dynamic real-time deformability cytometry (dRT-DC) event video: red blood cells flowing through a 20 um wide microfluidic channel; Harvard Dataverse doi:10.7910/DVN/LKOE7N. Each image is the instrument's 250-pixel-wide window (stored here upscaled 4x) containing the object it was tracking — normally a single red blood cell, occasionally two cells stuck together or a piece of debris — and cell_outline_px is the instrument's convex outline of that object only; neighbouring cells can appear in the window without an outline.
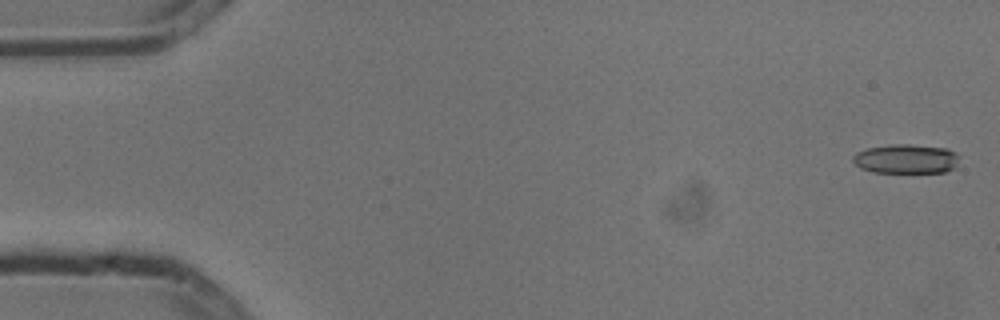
{"species": "common noctule bat (a hibernating species)", "species_latin": "Nyctalus noctula", "temperature_condition": "cold", "stored_images_in_passage": 5, "camera_frame_rate_fps": 3000, "um_per_image_px": 0.085, "animal": {"sex": "male", "body_mass_g": 13.3}, "frame": {"image": 1, "passage_image": 1, "time_ms": 0.0, "image_size_px": [1000, 320], "cell_outline_px": [[960, 156], [956, 168], [944, 172], [872, 172], [860, 168], [852, 160], [852, 156], [856, 152], [868, 148], [892, 144], [908, 144], [948, 148], [956, 152]], "centroid_in_image_um": [77.05, 13.5], "position_along_channel_um": 8.0, "area_um2": 18.38}}
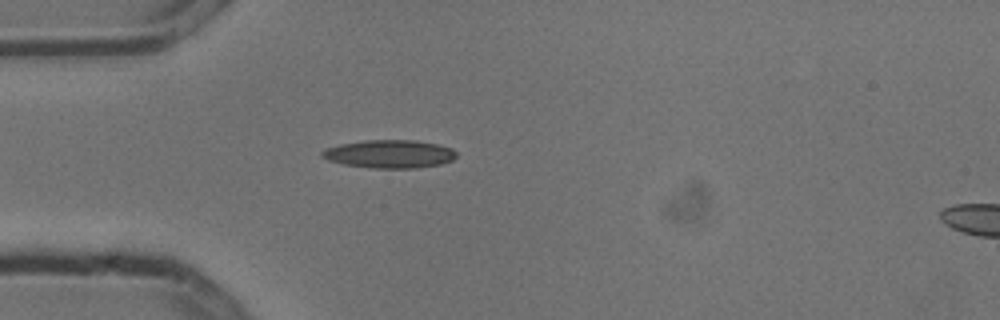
{"frame": {"image": 2, "passage_image": 5, "time_ms": 1.333, "image_size_px": [1000, 320], "cell_outline_px": [[456, 156], [452, 160], [440, 164], [416, 168], [372, 168], [344, 164], [328, 160], [320, 156], [320, 152], [328, 148], [340, 144], [364, 140], [416, 140], [436, 144], [452, 148], [456, 152]], "centroid_in_image_um": [33.1, 13.08], "position_along_channel_um": 51.9, "area_um2": 21.96}}